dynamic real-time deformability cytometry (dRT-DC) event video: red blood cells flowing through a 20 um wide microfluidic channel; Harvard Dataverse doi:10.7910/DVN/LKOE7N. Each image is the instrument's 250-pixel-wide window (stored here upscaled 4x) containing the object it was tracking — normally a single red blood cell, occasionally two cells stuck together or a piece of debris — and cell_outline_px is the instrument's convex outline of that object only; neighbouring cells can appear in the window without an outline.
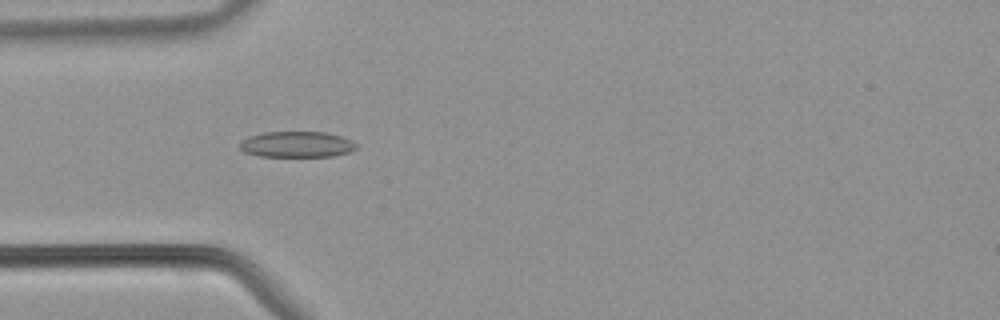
{"species": "common noctule bat (a hibernating species)", "species_latin": "Nyctalus noctula", "temperature_condition": "warm", "stored_images_in_passage": 40, "camera_frame_rate_fps": 3000, "um_per_image_px": 0.085, "animal": {"sex": "male", "body_mass_g": 21.5, "forearm_length_mm": 52.0}, "frame": {"image": 1, "passage_image": 11, "time_ms": 3.333, "image_size_px": [1000, 320], "cell_outline_px": [[356, 148], [348, 152], [332, 156], [260, 156], [244, 152], [240, 148], [240, 140], [248, 136], [264, 132], [328, 132], [352, 140], [356, 144]], "centroid_in_image_um": [25.2, 12.26], "position_along_channel_um": 59.8, "area_um2": 17.57}}
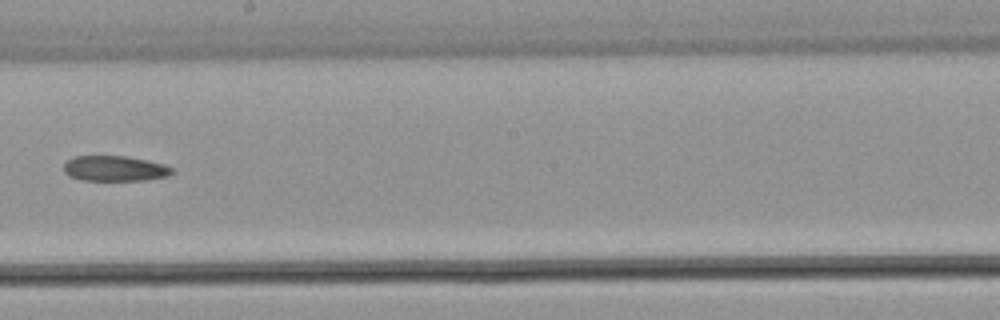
{"frame": {"image": 2, "passage_image": 22, "time_ms": 7.0, "image_size_px": [1000, 320], "cell_outline_px": [[172, 172], [168, 176], [144, 180], [80, 180], [68, 176], [64, 172], [64, 164], [72, 156], [128, 156], [148, 160], [164, 164], [172, 168]], "centroid_in_image_um": [9.73, 14.32], "position_along_channel_um": 238.5, "area_um2": 16.07}}
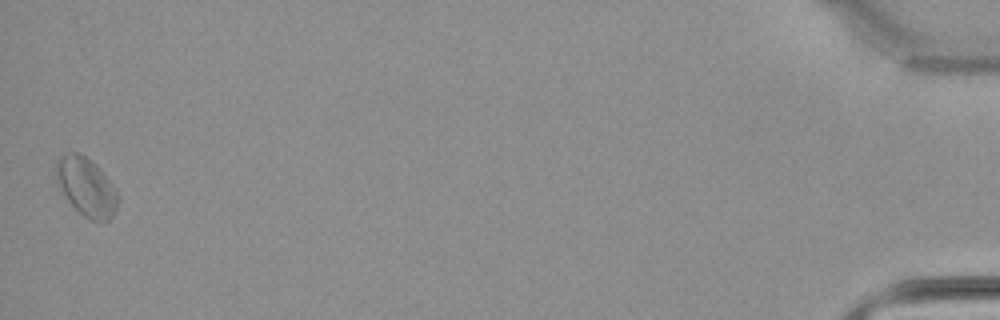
{"frame": {"image": 3, "passage_image": 40, "time_ms": 13.0, "image_size_px": [1000, 320], "cell_outline_px": [[120, 196], [116, 208], [112, 216], [108, 220], [92, 220], [84, 216], [68, 200], [56, 180], [56, 160], [60, 156], [68, 152], [76, 152], [84, 156], [96, 164], [100, 168], [112, 184]], "centroid_in_image_um": [7.35, 15.85], "position_along_channel_um": 427.9, "area_um2": 20.75}}